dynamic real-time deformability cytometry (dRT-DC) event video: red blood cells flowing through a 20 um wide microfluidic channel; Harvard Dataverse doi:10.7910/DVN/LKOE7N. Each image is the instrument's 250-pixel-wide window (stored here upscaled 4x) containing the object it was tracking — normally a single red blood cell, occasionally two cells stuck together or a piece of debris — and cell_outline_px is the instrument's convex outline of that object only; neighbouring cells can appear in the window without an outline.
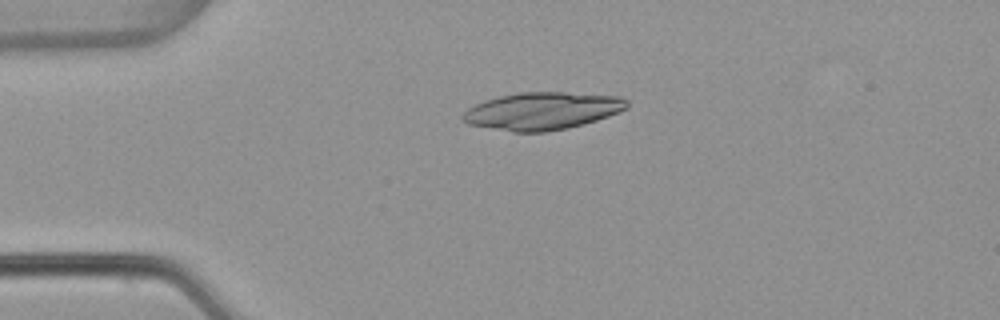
{"species": "common noctule bat (a hibernating species)", "species_latin": "Nyctalus noctula", "temperature_condition": "warm", "stored_images_in_passage": 20, "camera_frame_rate_fps": 3000, "um_per_image_px": 0.085, "animal": {"sex": "female", "body_mass_g": 22.7, "forearm_length_mm": 54.2}, "frame": {"image": 1, "passage_image": 1, "time_ms": 0.0, "image_size_px": [1000, 320], "cell_outline_px": [[628, 108], [608, 116], [584, 124], [568, 128], [544, 132], [512, 132], [468, 124], [460, 120], [460, 116], [468, 108], [484, 100], [500, 96], [520, 92], [564, 92], [620, 96], [628, 100]], "centroid_in_image_um": [46.08, 9.43], "position_along_channel_um": 38.9, "area_um2": 36.01}}